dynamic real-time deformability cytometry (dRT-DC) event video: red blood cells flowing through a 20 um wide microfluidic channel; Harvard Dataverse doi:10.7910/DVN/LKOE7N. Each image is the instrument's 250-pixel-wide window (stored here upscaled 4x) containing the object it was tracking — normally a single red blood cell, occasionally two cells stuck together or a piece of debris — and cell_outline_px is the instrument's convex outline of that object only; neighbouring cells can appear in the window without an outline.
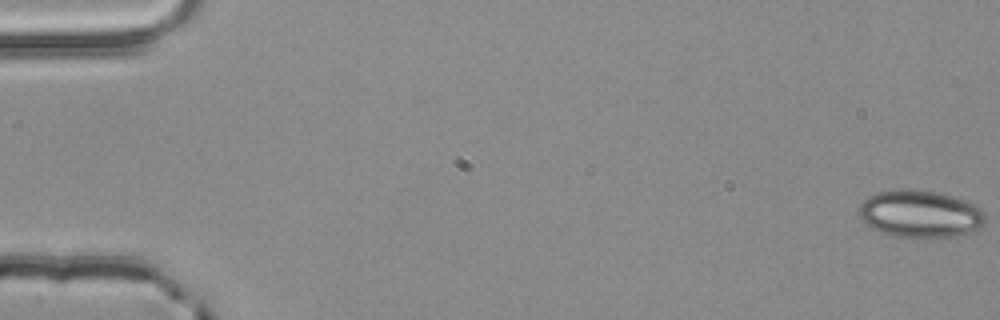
{"species": "common noctule bat (a hibernating species)", "species_latin": "Nyctalus noctula", "temperature_condition": "room temperature", "stored_images_in_passage": 50, "camera_frame_rate_fps": 3000, "um_per_image_px": 0.085, "animal": {"sex": "male", "body_mass_g": 20.4}, "frame": {"image": 1, "passage_image": 1, "time_ms": 0.0, "image_size_px": [1000, 320], "cell_outline_px": [[984, 224], [968, 232], [956, 236], [896, 236], [880, 232], [864, 224], [856, 212], [860, 204], [868, 196], [880, 192], [900, 188], [908, 188], [936, 192], [952, 196], [976, 204], [984, 212]], "centroid_in_image_um": [78.15, 18.15], "position_along_channel_um": 6.8, "area_um2": 34.68}}
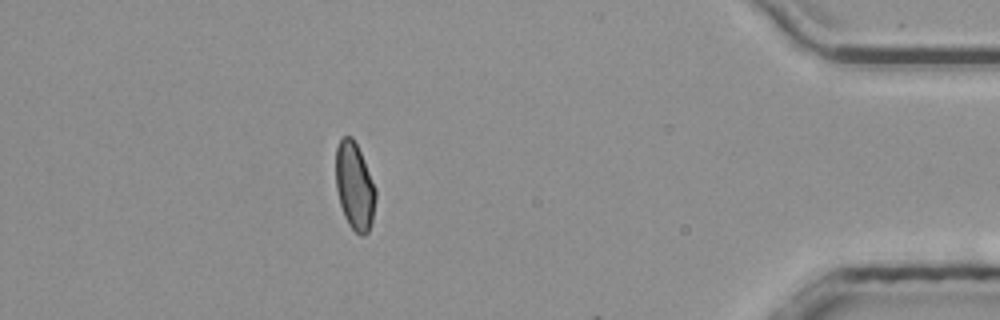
{"frame": {"image": 2, "passage_image": 49, "time_ms": 16.0, "image_size_px": [1000, 320], "cell_outline_px": [[376, 196], [372, 220], [368, 232], [364, 236], [360, 236], [348, 224], [344, 216], [340, 204], [336, 188], [336, 148], [340, 140], [344, 136], [352, 136], [360, 152], [376, 188]], "centroid_in_image_um": [30.14, 15.84], "position_along_channel_um": 405.1, "area_um2": 20.17}}